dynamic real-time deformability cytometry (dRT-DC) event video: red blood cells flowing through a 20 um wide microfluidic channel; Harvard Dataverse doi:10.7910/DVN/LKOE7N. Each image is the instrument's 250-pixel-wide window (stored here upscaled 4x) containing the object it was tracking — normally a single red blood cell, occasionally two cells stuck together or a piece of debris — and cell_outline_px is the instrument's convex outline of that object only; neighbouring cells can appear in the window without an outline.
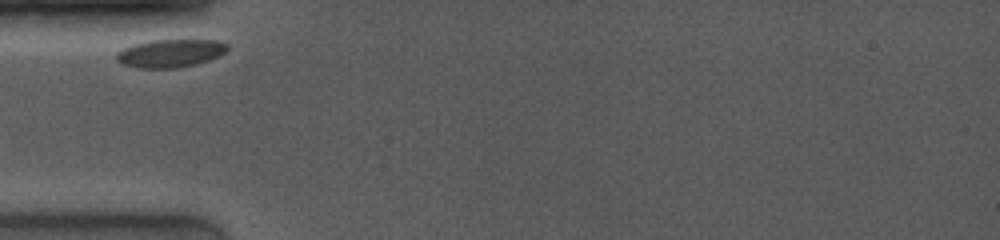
{"species": "common noctule bat (a hibernating species)", "species_latin": "Nyctalus noctula", "temperature_condition": "room temperature", "stored_images_in_passage": 5, "camera_frame_rate_fps": 4000, "um_per_image_px": 0.085, "animal": {"sex": "female", "body_mass_g": 19.0, "forearm_length_mm": 53.3}, "frame": {"image": 1, "passage_image": 1, "time_ms": 0.0, "image_size_px": [1000, 240], "cell_outline_px": [[228, 48], [220, 56], [196, 64], [176, 68], [136, 68], [124, 64], [116, 60], [116, 52], [132, 44], [152, 40], [216, 40], [228, 44]], "centroid_in_image_um": [14.46, 4.53], "position_along_channel_um": 70.5, "area_um2": 18.15}}